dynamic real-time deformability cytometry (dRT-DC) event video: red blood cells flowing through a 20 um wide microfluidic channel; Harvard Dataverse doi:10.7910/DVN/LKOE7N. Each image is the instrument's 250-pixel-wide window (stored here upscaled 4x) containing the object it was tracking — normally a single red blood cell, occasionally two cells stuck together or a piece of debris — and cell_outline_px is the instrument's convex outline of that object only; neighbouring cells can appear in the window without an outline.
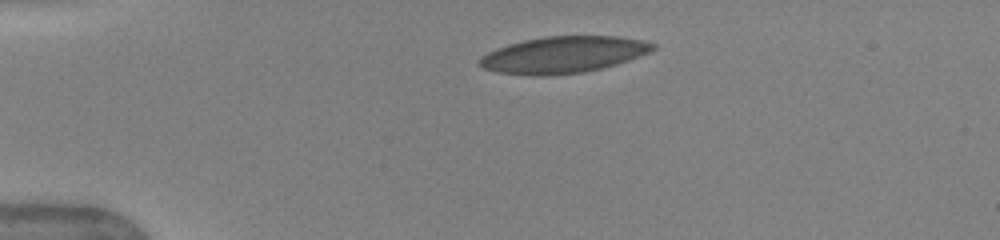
{"species": "human", "species_latin": "Homo sapiens", "temperature_condition": "warm", "stored_images_in_passage": 40, "camera_frame_rate_fps": 3000, "um_per_image_px": 0.085, "donor": {"sex": "female"}, "frame": {"image": 1, "passage_image": 1, "time_ms": 0.0, "image_size_px": [1000, 240], "cell_outline_px": [[656, 48], [648, 52], [628, 60], [616, 64], [584, 72], [544, 76], [536, 76], [496, 72], [484, 68], [476, 64], [480, 56], [496, 48], [508, 44], [524, 40], [544, 36], [616, 36], [644, 40], [656, 44]], "centroid_in_image_um": [47.84, 4.65], "position_along_channel_um": 37.2, "area_um2": 36.99}}
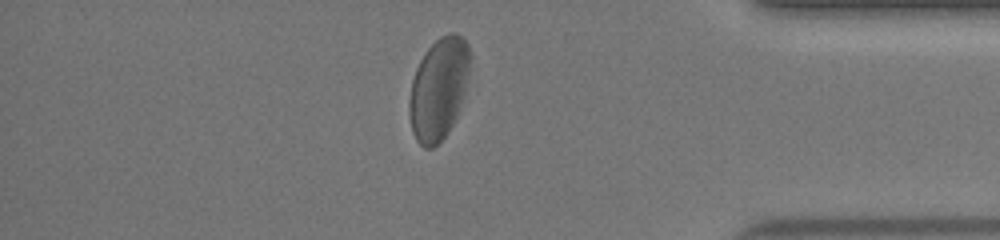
{"frame": {"image": 2, "passage_image": 33, "time_ms": 10.667, "image_size_px": [1000, 240], "cell_outline_px": [[472, 56], [464, 88], [456, 116], [452, 124], [444, 136], [432, 148], [424, 148], [416, 140], [412, 132], [408, 112], [408, 100], [412, 80], [416, 68], [420, 60], [428, 48], [440, 36], [448, 32], [456, 32], [468, 44]], "centroid_in_image_um": [37.26, 7.51], "position_along_channel_um": 397.9, "area_um2": 35.78}}
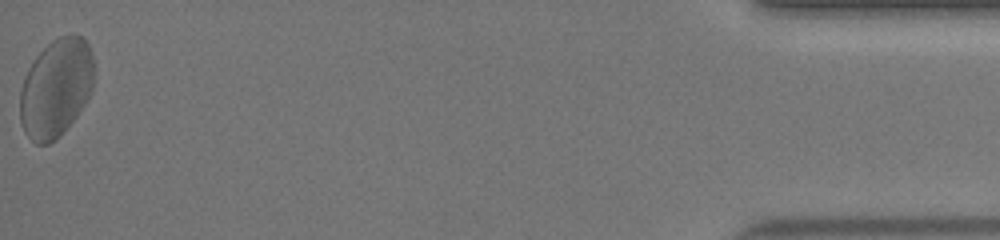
{"frame": {"image": 3, "passage_image": 40, "time_ms": 13.0, "image_size_px": [1000, 240], "cell_outline_px": [[92, 92], [76, 116], [60, 136], [56, 140], [48, 144], [36, 144], [24, 132], [20, 120], [20, 92], [28, 68], [36, 56], [52, 40], [60, 36], [80, 36], [88, 44], [92, 56]], "centroid_in_image_um": [4.74, 7.51], "position_along_channel_um": 430.5, "area_um2": 41.96}, "authors_computed_cell_mechanics": {"area_um2": 37.4833, "velocity_mm_per_s": 4.0288, "shape_relaxation_time_tau1_ms": 3.1376, "shape_relaxation_time_tau2_ms": 0.9179, "deformation_change_tau1": 0.1424, "deformation_change_tau2": 0.061}}